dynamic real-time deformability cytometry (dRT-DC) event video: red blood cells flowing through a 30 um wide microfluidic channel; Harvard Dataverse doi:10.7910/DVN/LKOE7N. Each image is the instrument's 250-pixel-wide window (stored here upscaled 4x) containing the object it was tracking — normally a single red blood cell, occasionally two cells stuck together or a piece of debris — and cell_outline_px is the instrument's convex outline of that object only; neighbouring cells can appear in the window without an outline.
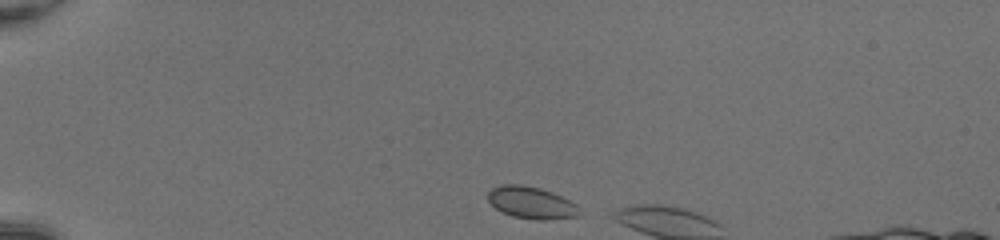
{"species": "common noctule bat (a hibernating species)", "species_latin": "Nyctalus noctula", "temperature_condition": "room temperature", "stored_images_in_passage": 4, "camera_frame_rate_fps": 3000, "um_per_image_px": 0.085, "animal": {"sex": "female", "body_mass_g": 20.0, "forearm_length_mm": 54.0}, "frame": {"image": 1, "passage_image": 1, "time_ms": 0.0, "image_size_px": [1000, 240], "cell_outline_px": [[580, 216], [544, 220], [540, 220], [512, 216], [500, 212], [488, 200], [488, 192], [492, 188], [504, 184], [520, 184], [540, 188], [552, 192], [576, 204], [580, 212]], "centroid_in_image_um": [45.15, 17.23], "position_along_channel_um": 39.8, "area_um2": 16.99}}